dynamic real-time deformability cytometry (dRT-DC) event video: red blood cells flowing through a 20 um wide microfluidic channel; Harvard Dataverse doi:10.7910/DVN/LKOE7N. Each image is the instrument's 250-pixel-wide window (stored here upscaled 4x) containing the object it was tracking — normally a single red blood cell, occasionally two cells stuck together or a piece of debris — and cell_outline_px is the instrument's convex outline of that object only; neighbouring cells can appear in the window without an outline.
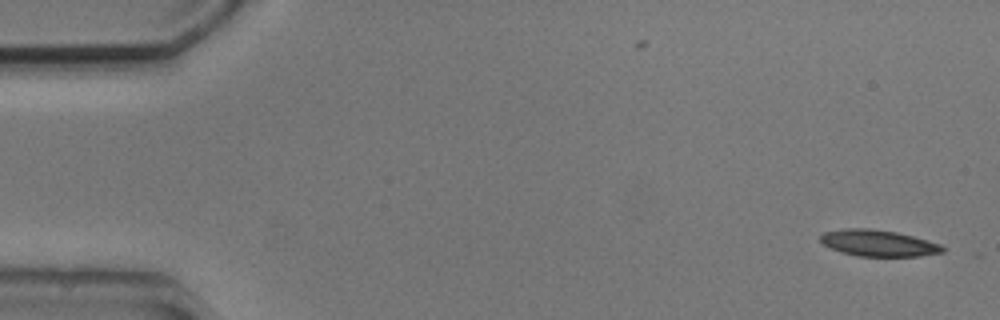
{"species": "common noctule bat (a hibernating species)", "species_latin": "Nyctalus noctula", "temperature_condition": "cold", "stored_images_in_passage": 6, "camera_frame_rate_fps": 3000, "um_per_image_px": 0.085, "animal": {"sex": "male", "body_mass_g": 20.5, "forearm_length_mm": 52.5}, "frame": {"image": 1, "passage_image": 1, "time_ms": 0.0, "image_size_px": [1000, 320], "cell_outline_px": [[944, 252], [920, 256], [856, 256], [840, 252], [824, 244], [820, 240], [820, 236], [824, 232], [844, 228], [872, 228], [896, 232], [928, 240], [940, 244], [944, 248]], "centroid_in_image_um": [74.65, 20.66], "position_along_channel_um": 10.3, "area_um2": 18.79}}
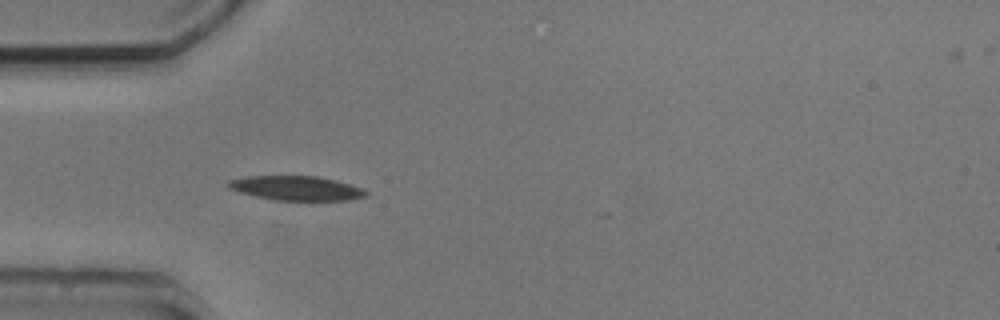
{"frame": {"image": 2, "passage_image": 5, "time_ms": 4.667, "image_size_px": [1000, 320], "cell_outline_px": [[368, 196], [352, 200], [272, 200], [240, 192], [228, 188], [228, 180], [248, 176], [316, 176], [336, 180], [364, 188], [368, 192]], "centroid_in_image_um": [25.24, 15.99], "position_along_channel_um": 59.8, "area_um2": 19.65}}